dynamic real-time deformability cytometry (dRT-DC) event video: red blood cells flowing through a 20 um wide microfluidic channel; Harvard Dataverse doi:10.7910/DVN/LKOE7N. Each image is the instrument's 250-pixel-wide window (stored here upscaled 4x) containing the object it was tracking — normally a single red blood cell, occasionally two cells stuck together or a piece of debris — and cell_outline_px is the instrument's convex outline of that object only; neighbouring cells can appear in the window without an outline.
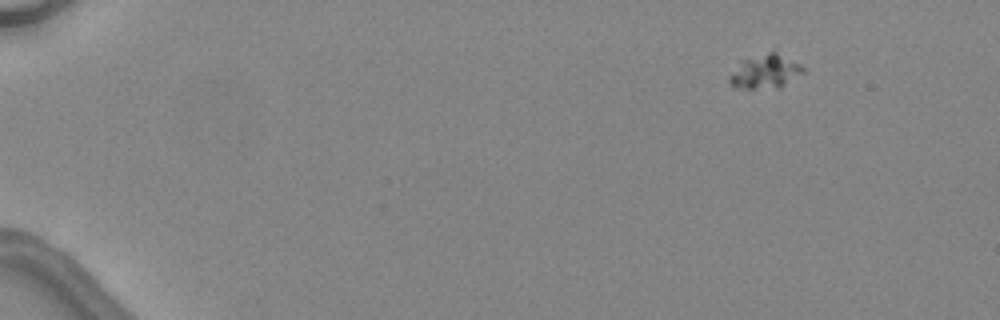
{"species": "common noctule bat (a hibernating species)", "species_latin": "Nyctalus noctula", "temperature_condition": "warm", "stored_images_in_passage": 5, "segment_of_instrument_passage": [2, 2], "camera_frame_rate_fps": 3000, "um_per_image_px": 0.085, "animal": {"sex": "female", "body_mass_g": 24.6, "forearm_length_mm": 56.2}, "frame": {"image": 1, "passage_image": 5, "time_ms": 5.667, "image_size_px": [1000, 320], "cell_outline_px": [[804, 72], [780, 88], [744, 88], [732, 84], [728, 80], [728, 76], [740, 60], [772, 48], [776, 48], [800, 64], [804, 68]], "centroid_in_image_um": [65.07, 5.99], "position_along_channel_um": 19.9, "area_um2": 15.2}}